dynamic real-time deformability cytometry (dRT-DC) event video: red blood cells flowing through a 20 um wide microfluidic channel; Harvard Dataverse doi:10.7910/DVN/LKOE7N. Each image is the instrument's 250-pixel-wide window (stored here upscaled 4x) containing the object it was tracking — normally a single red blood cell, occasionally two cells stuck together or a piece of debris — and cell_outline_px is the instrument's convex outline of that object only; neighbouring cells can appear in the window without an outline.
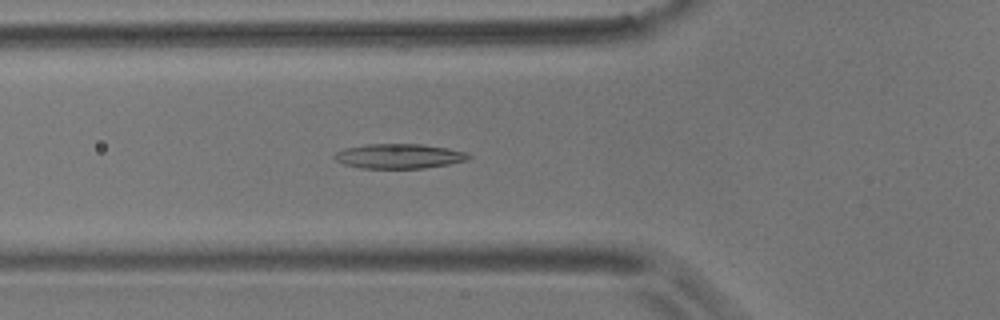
{"species": "common noctule bat (a hibernating species)", "species_latin": "Nyctalus noctula", "temperature_condition": "room temperature", "stored_images_in_passage": 42, "camera_frame_rate_fps": 3000, "um_per_image_px": 0.085, "animal": {"sex": "male", "body_mass_g": 17.9}, "frame": {"image": 1, "passage_image": 10, "time_ms": 3.0, "image_size_px": [1000, 320], "cell_outline_px": [[472, 156], [468, 160], [448, 164], [424, 168], [360, 168], [344, 164], [336, 160], [332, 156], [336, 152], [344, 148], [364, 144], [420, 144], [448, 148], [464, 152]], "centroid_in_image_um": [33.89, 13.27], "position_along_channel_um": 91.9, "area_um2": 19.31}}
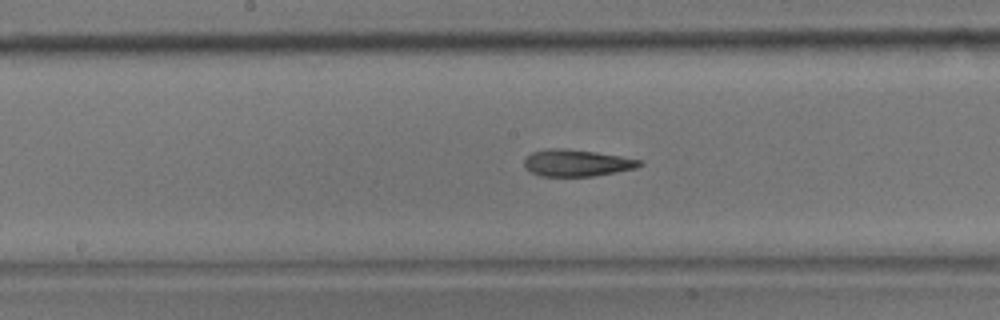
{"frame": {"image": 2, "passage_image": 19, "time_ms": 6.0, "image_size_px": [1000, 320], "cell_outline_px": [[644, 164], [636, 168], [616, 172], [592, 176], [540, 176], [524, 168], [524, 160], [532, 152], [548, 148], [564, 148], [596, 152], [644, 160]], "centroid_in_image_um": [49.04, 13.84], "position_along_channel_um": 199.2, "area_um2": 18.09}}
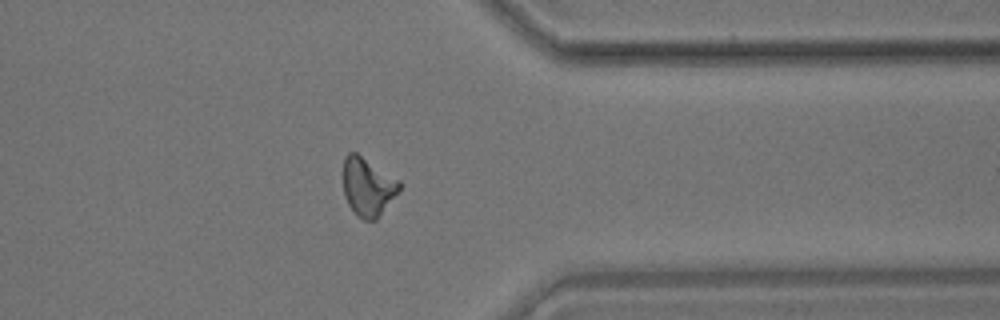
{"frame": {"image": 3, "passage_image": 35, "time_ms": 11.333, "image_size_px": [1000, 320], "cell_outline_px": [[404, 184], [376, 220], [364, 220], [356, 216], [352, 212], [344, 196], [344, 156], [348, 152], [356, 152], [400, 180]], "centroid_in_image_um": [31.27, 15.88], "position_along_channel_um": 380.1, "area_um2": 19.25}}